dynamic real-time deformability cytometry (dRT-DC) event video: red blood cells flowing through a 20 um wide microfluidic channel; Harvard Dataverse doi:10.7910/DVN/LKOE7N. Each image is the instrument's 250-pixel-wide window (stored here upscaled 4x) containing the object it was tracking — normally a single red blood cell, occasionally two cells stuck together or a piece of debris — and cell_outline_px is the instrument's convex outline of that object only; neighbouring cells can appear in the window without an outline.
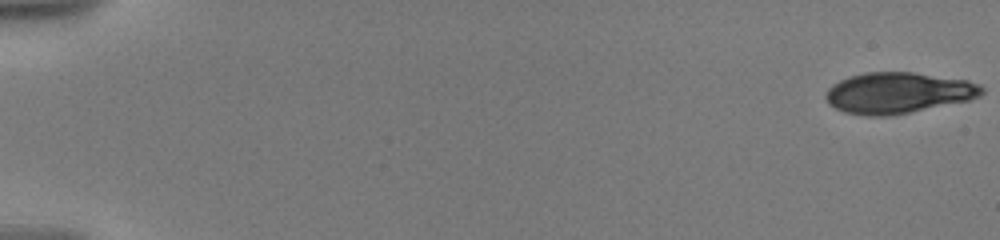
{"species": "human", "species_latin": "Homo sapiens", "temperature_condition": "warm", "stored_images_in_passage": 45, "camera_frame_rate_fps": 3000, "um_per_image_px": 0.085, "donor": {"sex": "male"}, "frame": {"image": 1, "passage_image": 1, "time_ms": 0.0, "image_size_px": [1000, 240], "cell_outline_px": [[984, 92], [980, 96], [968, 100], [892, 116], [868, 116], [844, 112], [828, 104], [824, 96], [828, 88], [832, 84], [848, 76], [864, 72], [912, 72], [968, 80], [980, 84], [984, 88]], "centroid_in_image_um": [76.32, 7.89], "position_along_channel_um": 8.7, "area_um2": 37.51}}
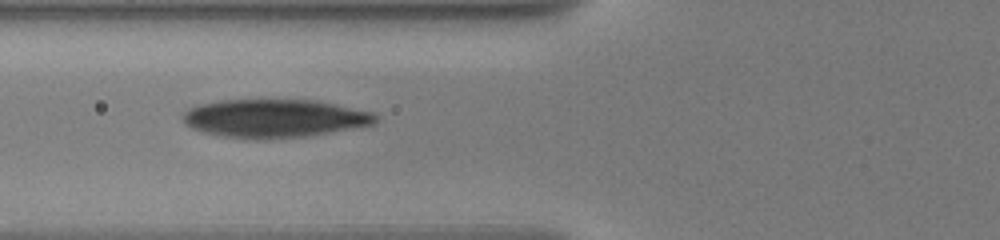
{"frame": {"image": 2, "passage_image": 39, "time_ms": 7.667, "image_size_px": [1000, 240], "cell_outline_px": [[376, 120], [372, 124], [328, 132], [304, 136], [224, 136], [204, 132], [192, 128], [184, 120], [184, 112], [200, 104], [220, 100], [316, 100], [376, 112]], "centroid_in_image_um": [23.38, 10.01], "position_along_channel_um": 102.4, "area_um2": 41.33}}
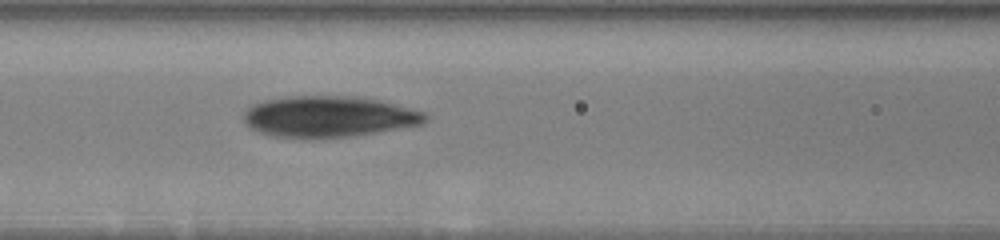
{"frame": {"image": 3, "passage_image": 44, "time_ms": 8.667, "image_size_px": [1000, 240], "cell_outline_px": [[428, 120], [420, 124], [400, 128], [356, 136], [272, 136], [260, 132], [252, 128], [244, 120], [244, 112], [252, 104], [264, 100], [284, 96], [360, 96], [380, 100], [396, 104], [424, 112], [428, 116]], "centroid_in_image_um": [27.97, 9.87], "position_along_channel_um": 138.6, "area_um2": 43.0}}